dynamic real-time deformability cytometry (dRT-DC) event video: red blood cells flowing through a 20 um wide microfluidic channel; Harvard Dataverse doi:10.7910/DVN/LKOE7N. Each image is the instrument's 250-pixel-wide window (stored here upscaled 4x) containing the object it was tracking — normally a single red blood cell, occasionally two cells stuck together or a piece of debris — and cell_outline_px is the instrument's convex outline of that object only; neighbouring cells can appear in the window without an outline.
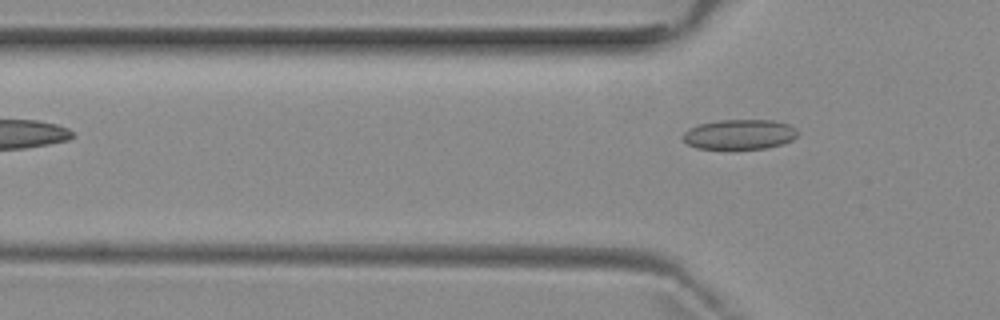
{"species": "common noctule bat (a hibernating species)", "species_latin": "Nyctalus noctula", "temperature_condition": "room temperature", "stored_images_in_passage": 5, "segment_of_instrument_passage": [2, 2], "camera_frame_rate_fps": 3000, "um_per_image_px": 0.085, "animal": {"sex": "female", "body_mass_g": 29.2, "forearm_length_mm": 56.3}, "frame": {"image": 1, "passage_image": 5, "time_ms": 5.333, "image_size_px": [1000, 320], "cell_outline_px": [[800, 132], [792, 140], [780, 144], [764, 148], [732, 152], [728, 152], [696, 148], [688, 144], [680, 136], [688, 128], [700, 124], [720, 120], [772, 120], [788, 124], [796, 128]], "centroid_in_image_um": [62.81, 11.47], "position_along_channel_um": 63.0, "area_um2": 20.92}}